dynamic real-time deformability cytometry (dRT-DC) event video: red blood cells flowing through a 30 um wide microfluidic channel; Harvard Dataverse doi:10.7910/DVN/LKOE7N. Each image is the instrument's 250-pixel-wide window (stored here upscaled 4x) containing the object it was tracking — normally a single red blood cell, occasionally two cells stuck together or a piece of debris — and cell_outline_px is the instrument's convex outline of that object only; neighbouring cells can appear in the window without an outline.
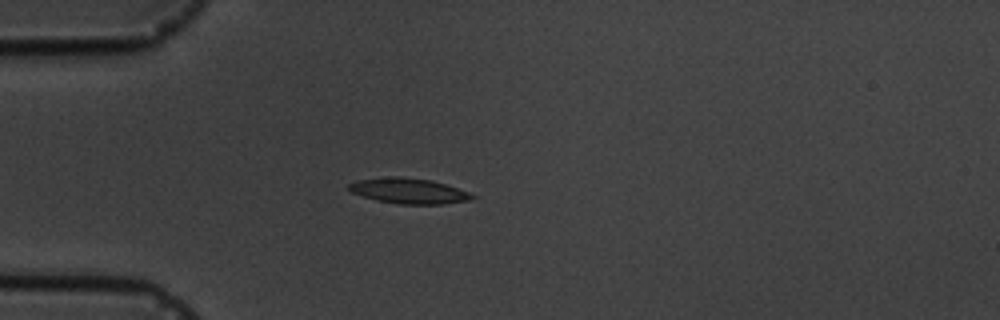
{"species": "common noctule bat (a hibernating species)", "species_latin": "Nyctalus noctula", "temperature_condition": "cold", "stored_images_in_passage": 5, "camera_frame_rate_fps": 3000, "um_per_image_px": 0.085, "animal": {"sex": "male", "body_mass_g": 19.5, "forearm_length_mm": 54.6}, "frame": {"image": 1, "passage_image": 4, "time_ms": 3.333, "image_size_px": [1000, 320], "cell_outline_px": [[476, 196], [468, 200], [444, 204], [400, 204], [376, 200], [352, 192], [348, 188], [348, 184], [356, 180], [388, 176], [400, 176], [432, 180], [468, 192]], "centroid_in_image_um": [34.71, 16.21], "position_along_channel_um": 50.3, "area_um2": 18.15}}